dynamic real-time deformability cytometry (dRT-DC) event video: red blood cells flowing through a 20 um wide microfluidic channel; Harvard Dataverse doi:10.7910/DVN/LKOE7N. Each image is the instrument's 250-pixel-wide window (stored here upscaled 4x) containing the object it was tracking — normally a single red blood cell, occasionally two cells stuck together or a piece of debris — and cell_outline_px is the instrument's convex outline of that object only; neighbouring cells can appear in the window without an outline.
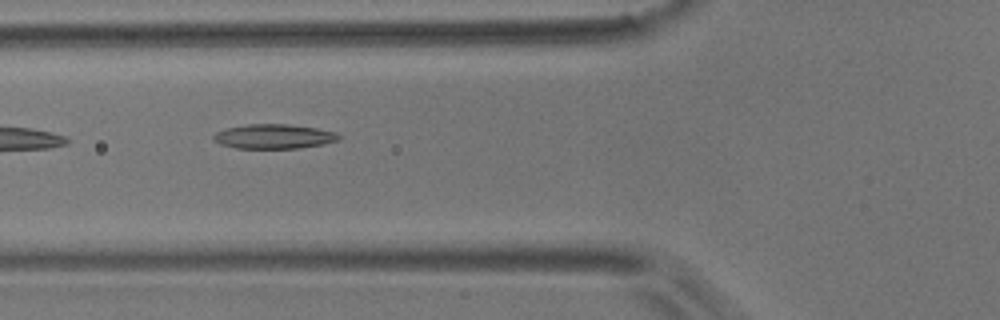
{"species": "common noctule bat (a hibernating species)", "species_latin": "Nyctalus noctula", "temperature_condition": "room temperature", "stored_images_in_passage": 2, "camera_frame_rate_fps": 3000, "um_per_image_px": 0.085, "animal": {"sex": "male", "body_mass_g": 17.9}, "frame": {"image": 1, "passage_image": 2, "time_ms": 1.333, "image_size_px": [1000, 320], "cell_outline_px": [[340, 140], [324, 144], [300, 148], [236, 148], [220, 144], [212, 140], [212, 136], [216, 132], [228, 128], [248, 124], [288, 124], [316, 128], [336, 132], [340, 136]], "centroid_in_image_um": [23.28, 11.6], "position_along_channel_um": 102.5, "area_um2": 17.92}}